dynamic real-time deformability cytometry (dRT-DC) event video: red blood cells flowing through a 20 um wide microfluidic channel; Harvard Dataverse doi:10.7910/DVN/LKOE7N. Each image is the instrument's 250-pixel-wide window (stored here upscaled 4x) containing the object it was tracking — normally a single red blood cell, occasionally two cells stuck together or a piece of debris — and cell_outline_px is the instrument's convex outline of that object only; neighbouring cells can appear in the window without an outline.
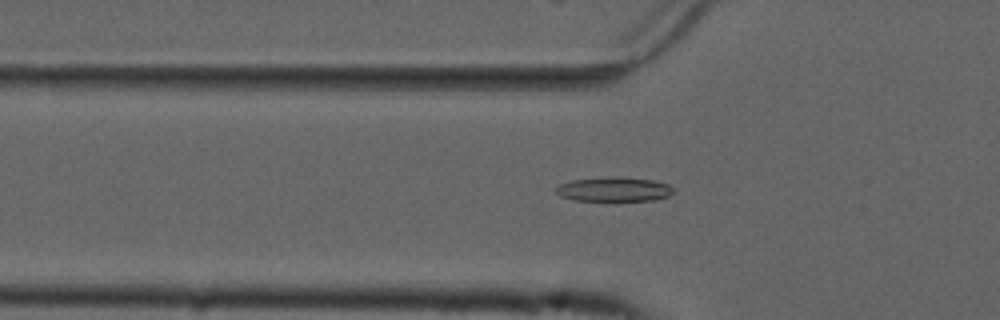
{"species": "common noctule bat (a hibernating species)", "species_latin": "Nyctalus noctula", "temperature_condition": "cold", "stored_images_in_passage": 54, "camera_frame_rate_fps": 3000, "um_per_image_px": 0.085, "animal": {"sex": "male", "forearm_length_mm": 52.5}, "frame": {"image": 1, "passage_image": 17, "time_ms": 5.333, "image_size_px": [1000, 320], "cell_outline_px": [[676, 192], [668, 196], [652, 200], [572, 200], [560, 196], [552, 188], [560, 184], [572, 180], [616, 176], [652, 180], [668, 184]], "centroid_in_image_um": [52.16, 16.08], "position_along_channel_um": 73.6, "area_um2": 16.65}}
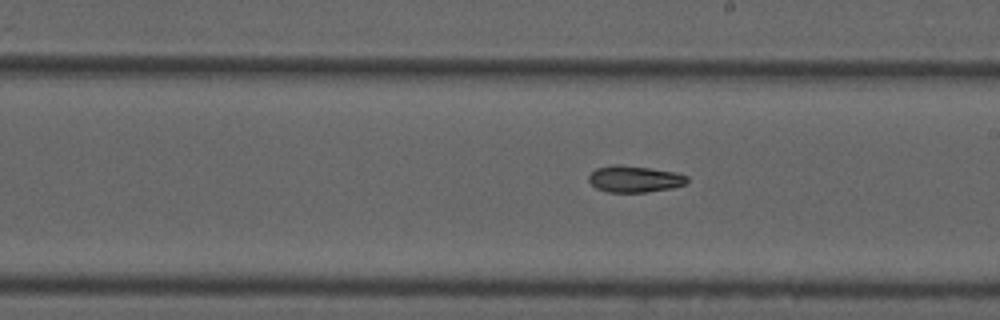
{"frame": {"image": 2, "passage_image": 30, "time_ms": 9.667, "image_size_px": [1000, 320], "cell_outline_px": [[688, 180], [684, 184], [672, 188], [644, 192], [608, 192], [596, 188], [588, 180], [588, 176], [596, 168], [612, 164], [620, 164], [676, 172], [688, 176]], "centroid_in_image_um": [53.91, 15.21], "position_along_channel_um": 235.1, "area_um2": 15.2}}
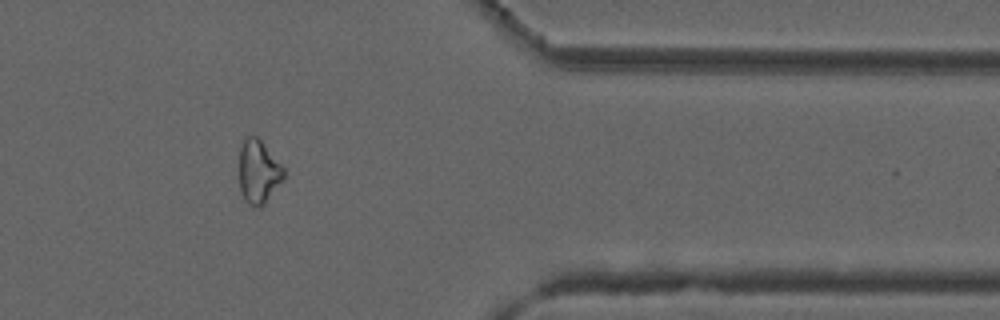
{"frame": {"image": 3, "passage_image": 44, "time_ms": 14.333, "image_size_px": [1000, 320], "cell_outline_px": [[284, 180], [264, 204], [260, 208], [256, 208], [248, 204], [244, 200], [240, 188], [240, 148], [244, 140], [248, 136], [256, 136], [260, 140], [284, 168]], "centroid_in_image_um": [21.98, 14.65], "position_along_channel_um": 389.4, "area_um2": 16.36}, "authors_computed_cell_mechanics": {"area_um2": 16.4152, "velocity_mm_per_s": 3.7238, "shape_relaxation_time_tau1_ms": null, "shape_relaxation_time_tau2_ms": 6.3168, "deformation_change_tau1": null, "deformation_change_tau2": 0.1201}}